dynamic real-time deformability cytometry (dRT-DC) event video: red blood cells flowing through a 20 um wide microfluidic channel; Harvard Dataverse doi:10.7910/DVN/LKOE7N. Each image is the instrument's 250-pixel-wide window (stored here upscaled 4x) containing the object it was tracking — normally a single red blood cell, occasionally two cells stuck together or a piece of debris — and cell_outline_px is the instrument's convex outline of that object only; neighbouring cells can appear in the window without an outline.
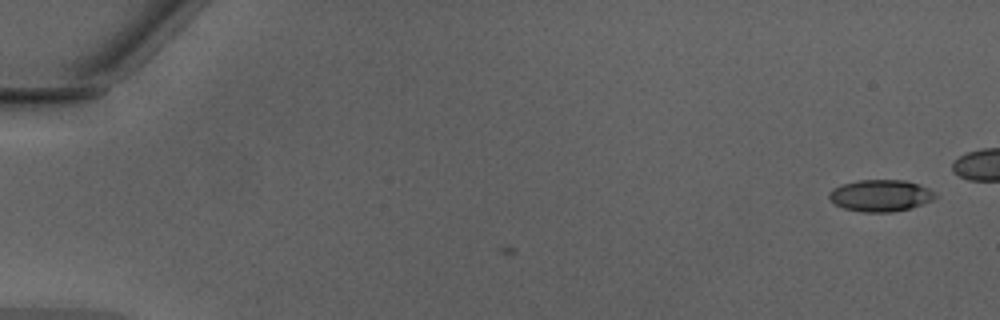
{"species": "Egyptian fruit bat (a non-hibernating species)", "species_latin": "Rousettus aegyptiacus", "temperature_condition": "warm", "stored_images_in_passage": 2, "camera_frame_rate_fps": 3000, "um_per_image_px": 0.085, "animal": {"sex": "male"}, "frame": {"image": 1, "passage_image": 2, "time_ms": 0.333, "image_size_px": [1000, 320], "cell_outline_px": [[936, 196], [932, 200], [908, 208], [892, 212], [864, 212], [844, 208], [836, 204], [828, 196], [828, 192], [832, 188], [844, 184], [860, 180], [904, 180], [928, 188], [936, 192]], "centroid_in_image_um": [74.83, 16.62], "position_along_channel_um": 10.2, "area_um2": 19.31}}